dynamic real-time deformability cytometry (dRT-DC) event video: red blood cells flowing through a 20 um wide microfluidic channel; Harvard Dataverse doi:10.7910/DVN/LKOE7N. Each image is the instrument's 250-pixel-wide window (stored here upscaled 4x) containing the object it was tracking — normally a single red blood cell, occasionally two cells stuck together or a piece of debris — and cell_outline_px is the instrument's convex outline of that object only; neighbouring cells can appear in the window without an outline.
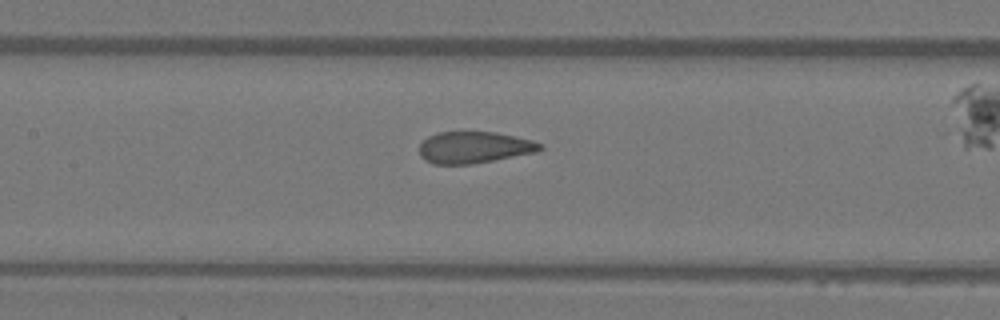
{"species": "Egyptian fruit bat (a non-hibernating species)", "species_latin": "Rousettus aegyptiacus", "temperature_condition": "warm", "stored_images_in_passage": 42, "camera_frame_rate_fps": 3000, "um_per_image_px": 0.085, "animal": {"sex": "female"}, "frame": {"image": 1, "passage_image": 23, "time_ms": 7.333, "image_size_px": [1000, 320], "cell_outline_px": [[544, 148], [536, 152], [472, 164], [432, 164], [424, 160], [420, 156], [420, 144], [428, 136], [436, 132], [496, 132], [532, 140], [544, 144]], "centroid_in_image_um": [40.3, 12.53], "position_along_channel_um": 167.1, "area_um2": 22.31}}
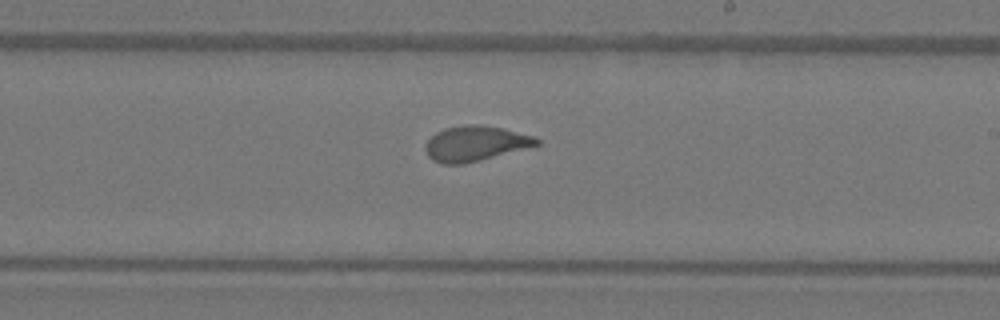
{"frame": {"image": 2, "passage_image": 29, "time_ms": 9.333, "image_size_px": [1000, 320], "cell_outline_px": [[540, 144], [480, 160], [464, 164], [444, 164], [432, 160], [428, 156], [428, 140], [436, 132], [444, 128], [464, 124], [476, 124], [500, 128], [536, 136], [540, 140]], "centroid_in_image_um": [40.42, 12.19], "position_along_channel_um": 248.6, "area_um2": 22.43}}
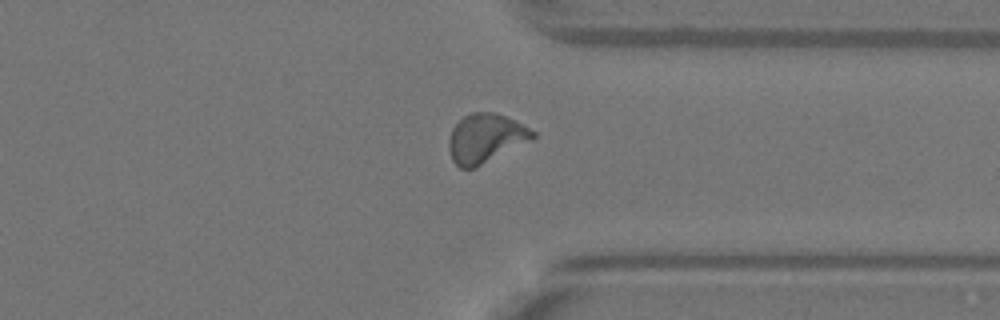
{"frame": {"image": 3, "passage_image": 38, "time_ms": 12.333, "image_size_px": [1000, 320], "cell_outline_px": [[536, 136], [532, 140], [476, 168], [460, 168], [452, 160], [448, 148], [448, 140], [452, 128], [464, 116], [472, 112], [496, 112], [508, 116], [516, 120], [536, 132]], "centroid_in_image_um": [41.29, 11.75], "position_along_channel_um": 370.1, "area_um2": 24.28}}